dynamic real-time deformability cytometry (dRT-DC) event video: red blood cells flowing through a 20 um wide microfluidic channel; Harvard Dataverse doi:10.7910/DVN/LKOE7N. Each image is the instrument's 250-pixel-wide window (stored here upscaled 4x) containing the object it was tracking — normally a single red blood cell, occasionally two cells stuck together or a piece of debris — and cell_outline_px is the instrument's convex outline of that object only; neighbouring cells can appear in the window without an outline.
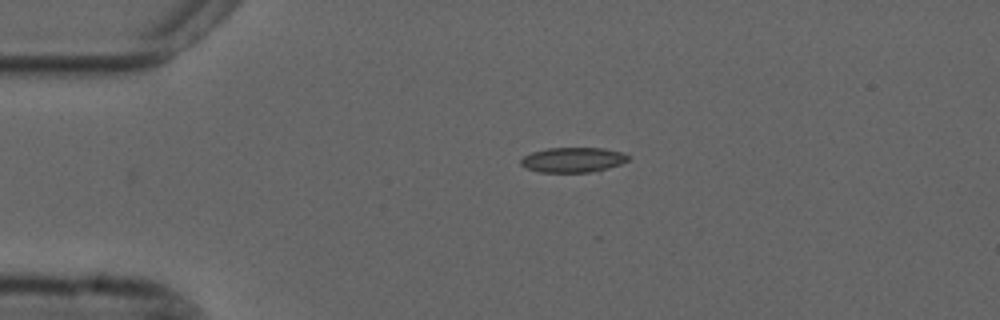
{"species": "common noctule bat (a hibernating species)", "species_latin": "Nyctalus noctula", "temperature_condition": "cold", "stored_images_in_passage": 28, "camera_frame_rate_fps": 3000, "um_per_image_px": 0.085, "animal": {"sex": "male", "forearm_length_mm": 52.5}, "frame": {"image": 1, "passage_image": 1, "time_ms": 0.0, "image_size_px": [1000, 320], "cell_outline_px": [[628, 160], [620, 164], [600, 172], [540, 172], [528, 168], [520, 164], [520, 160], [524, 156], [532, 152], [548, 148], [604, 148], [624, 152], [628, 156]], "centroid_in_image_um": [48.74, 13.59], "position_along_channel_um": 36.3, "area_um2": 15.72}}
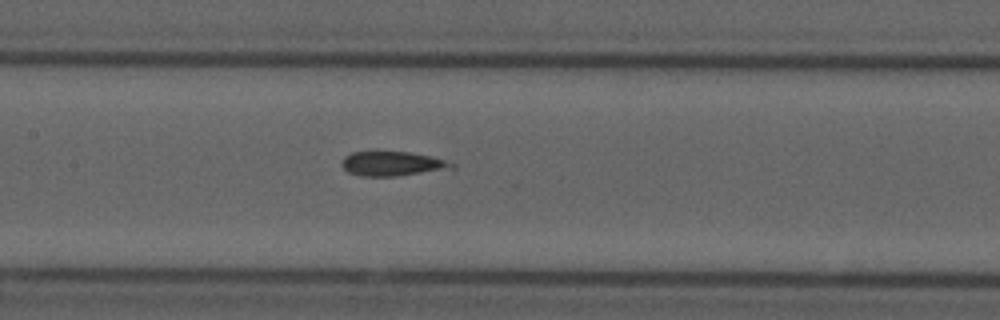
{"frame": {"image": 2, "passage_image": 15, "time_ms": 4.667, "image_size_px": [1000, 320], "cell_outline_px": [[456, 168], [396, 176], [360, 176], [348, 172], [340, 164], [344, 156], [352, 152], [376, 148], [408, 152], [432, 156], [456, 164]], "centroid_in_image_um": [33.29, 13.86], "position_along_channel_um": 174.1, "area_um2": 16.47}}
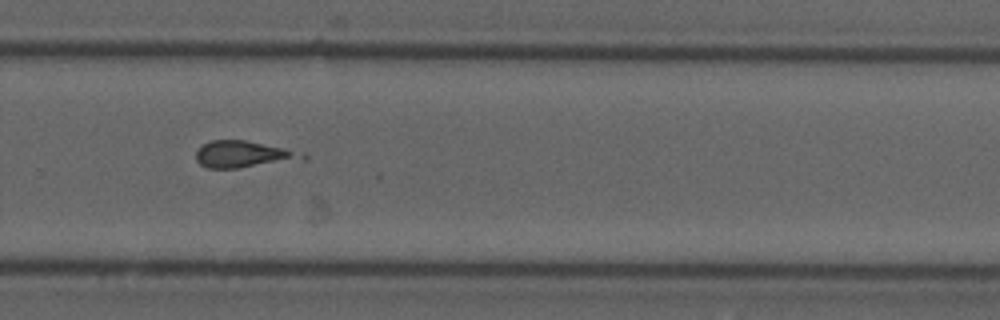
{"frame": {"image": 3, "passage_image": 26, "time_ms": 8.333, "image_size_px": [1000, 320], "cell_outline_px": [[308, 160], [236, 168], [208, 168], [200, 164], [196, 160], [196, 148], [212, 140], [244, 140], [304, 152], [308, 156]], "centroid_in_image_um": [20.75, 13.13], "position_along_channel_um": 309.1, "area_um2": 16.82}, "authors_computed_cell_mechanics": {"area_um2": 16.0395, "velocity_mm_per_s": 3.697, "shape_relaxation_time_tau1_ms": null, "shape_relaxation_time_tau2_ms": 3.3487, "deformation_change_tau1": null, "deformation_change_tau2": 0.13}}